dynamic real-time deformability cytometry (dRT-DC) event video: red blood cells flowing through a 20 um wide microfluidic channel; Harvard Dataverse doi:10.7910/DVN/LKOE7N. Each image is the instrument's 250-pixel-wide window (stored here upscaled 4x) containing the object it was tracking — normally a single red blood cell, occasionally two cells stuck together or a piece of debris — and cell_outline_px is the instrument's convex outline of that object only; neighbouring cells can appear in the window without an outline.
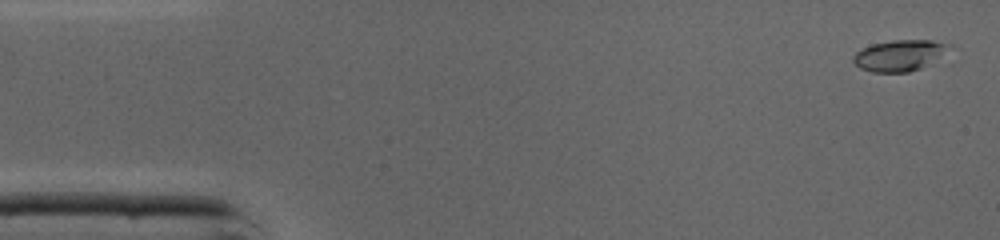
{"species": "common noctule bat (a hibernating species)", "species_latin": "Nyctalus noctula", "temperature_condition": "cold", "stored_images_in_passage": 45, "camera_frame_rate_fps": 3000, "um_per_image_px": 0.085, "animal": {"sex": "male", "body_mass_g": 19.0, "forearm_length_mm": 50.8}, "frame": {"image": 1, "passage_image": 1, "time_ms": 0.0, "image_size_px": [1000, 240], "cell_outline_px": [[956, 48], [948, 56], [920, 68], [908, 72], [872, 72], [860, 68], [852, 60], [852, 56], [856, 52], [872, 44], [892, 40], [932, 40], [952, 44]], "centroid_in_image_um": [76.61, 4.7], "position_along_channel_um": 8.4, "area_um2": 17.98}}
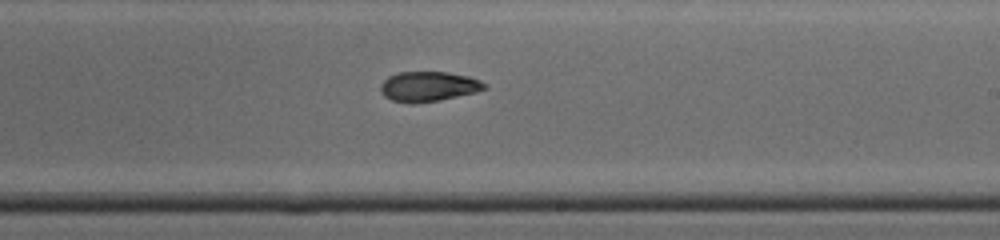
{"frame": {"image": 2, "passage_image": 26, "time_ms": 8.333, "image_size_px": [1000, 240], "cell_outline_px": [[488, 88], [476, 92], [440, 100], [412, 104], [392, 100], [384, 96], [380, 88], [380, 84], [388, 76], [396, 72], [448, 72], [468, 76], [480, 80], [488, 84]], "centroid_in_image_um": [36.43, 7.35], "position_along_channel_um": 252.6, "area_um2": 18.32}}
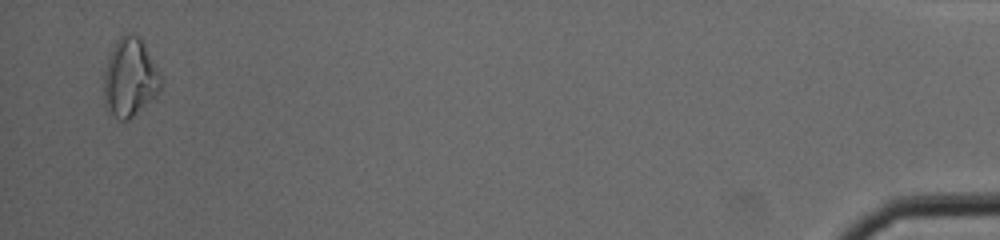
{"frame": {"image": 3, "passage_image": 44, "time_ms": 14.333, "image_size_px": [1000, 240], "cell_outline_px": [[164, 84], [160, 92], [156, 96], [128, 120], [120, 120], [104, 104], [104, 72], [108, 56], [116, 40], [120, 36], [140, 36], [160, 72], [164, 80]], "centroid_in_image_um": [11.08, 6.6], "position_along_channel_um": 424.1, "area_um2": 26.07}, "authors_computed_cell_mechanics": {"area_um2": 18.0336, "velocity_mm_per_s": 4.3709, "shape_relaxation_time_tau1_ms": 5.7418, "shape_relaxation_time_tau2_ms": 4.1087, "deformation_change_tau1": 0.1799, "deformation_change_tau2": 0.0989}}